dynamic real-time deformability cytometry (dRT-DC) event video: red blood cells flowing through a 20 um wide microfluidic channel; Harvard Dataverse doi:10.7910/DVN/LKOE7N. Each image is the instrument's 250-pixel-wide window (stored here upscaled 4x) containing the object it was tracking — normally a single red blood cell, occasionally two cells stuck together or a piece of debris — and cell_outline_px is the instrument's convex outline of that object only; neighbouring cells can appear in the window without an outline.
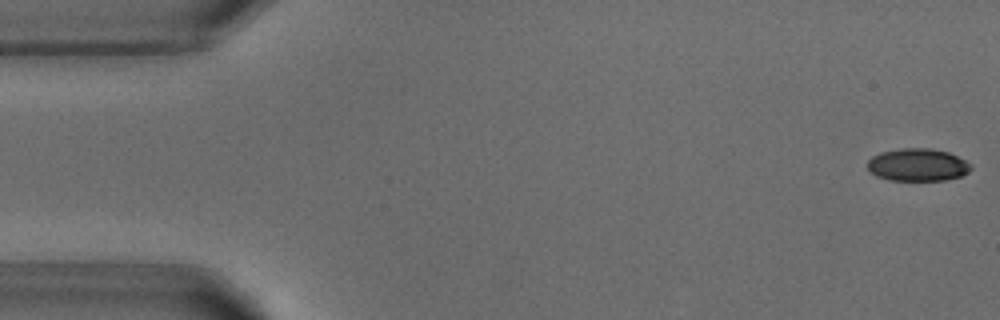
{"species": "common noctule bat (a hibernating species)", "species_latin": "Nyctalus noctula", "temperature_condition": "warm", "stored_images_in_passage": 49, "camera_frame_rate_fps": 3000, "um_per_image_px": 0.085, "animal": {"sex": "male", "body_mass_g": 18.8}, "frame": {"image": 1, "passage_image": 1, "time_ms": 0.0, "image_size_px": [1000, 320], "cell_outline_px": [[972, 168], [968, 172], [960, 176], [944, 180], [888, 180], [876, 176], [868, 168], [868, 160], [872, 156], [880, 152], [900, 148], [928, 148], [948, 152], [972, 164]], "centroid_in_image_um": [77.99, 14.01], "position_along_channel_um": 7.0, "area_um2": 19.59}}
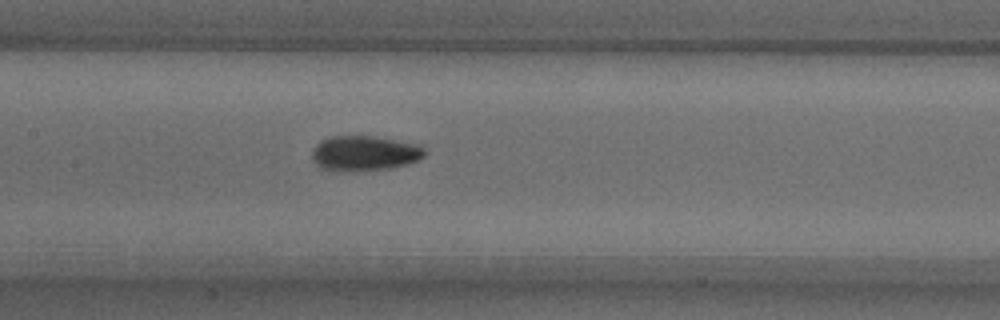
{"frame": {"image": 2, "passage_image": 24, "time_ms": 7.667, "image_size_px": [1000, 320], "cell_outline_px": [[424, 156], [420, 160], [408, 164], [392, 168], [320, 168], [312, 160], [312, 148], [320, 140], [328, 136], [372, 136], [420, 144], [424, 148]], "centroid_in_image_um": [31.01, 12.97], "position_along_channel_um": 176.4, "area_um2": 22.37}}
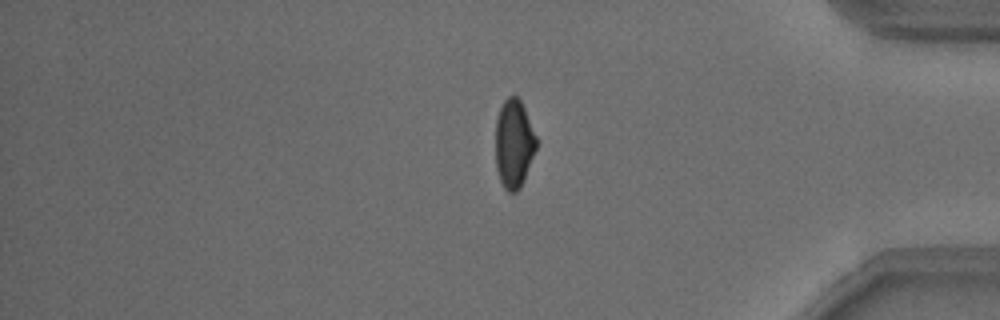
{"frame": {"image": 3, "passage_image": 43, "time_ms": 14.0, "image_size_px": [1000, 320], "cell_outline_px": [[536, 148], [524, 180], [520, 188], [516, 192], [508, 192], [504, 188], [500, 180], [496, 168], [496, 120], [500, 108], [504, 100], [508, 96], [516, 96], [520, 100], [524, 108], [536, 136]], "centroid_in_image_um": [43.67, 12.23], "position_along_channel_um": 391.5, "area_um2": 20.87}, "authors_computed_cell_mechanics": {"area_um2": 21.5016, "velocity_mm_per_s": 3.8495, "shape_relaxation_time_tau1_ms": 3.2862, "shape_relaxation_time_tau2_ms": 1.6363, "deformation_change_tau1": 0.1382, "deformation_change_tau2": 0.0708}}